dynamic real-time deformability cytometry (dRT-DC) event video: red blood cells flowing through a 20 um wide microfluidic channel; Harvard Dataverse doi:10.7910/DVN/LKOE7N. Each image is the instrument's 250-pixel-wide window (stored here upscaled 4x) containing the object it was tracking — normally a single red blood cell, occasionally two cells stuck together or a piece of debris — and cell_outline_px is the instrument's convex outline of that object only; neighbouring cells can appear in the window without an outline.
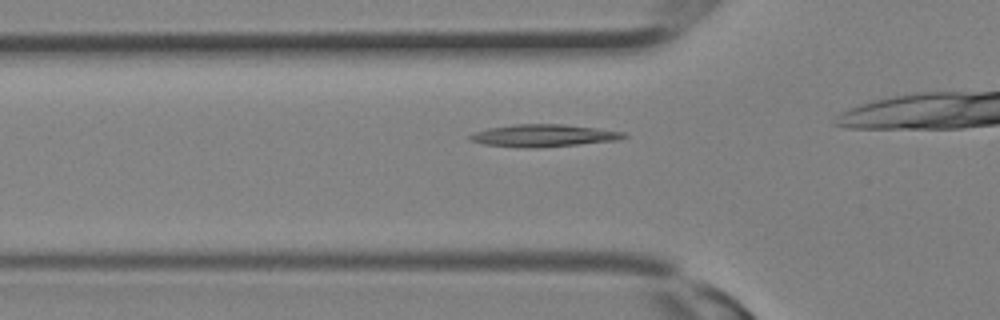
{"species": "Egyptian fruit bat (a non-hibernating species)", "species_latin": "Rousettus aegyptiacus", "temperature_condition": "room temperature", "stored_images_in_passage": 21, "camera_frame_rate_fps": 3000, "um_per_image_px": 0.085, "animal": {"sex": "female"}, "frame": {"image": 1, "passage_image": 5, "time_ms": 1.333, "image_size_px": [1000, 320], "cell_outline_px": [[628, 136], [620, 140], [580, 144], [532, 148], [524, 148], [484, 144], [468, 140], [468, 136], [476, 132], [488, 128], [512, 124], [564, 124], [596, 128], [624, 132]], "centroid_in_image_um": [46.2, 11.52], "position_along_channel_um": 79.6, "area_um2": 20.06}}
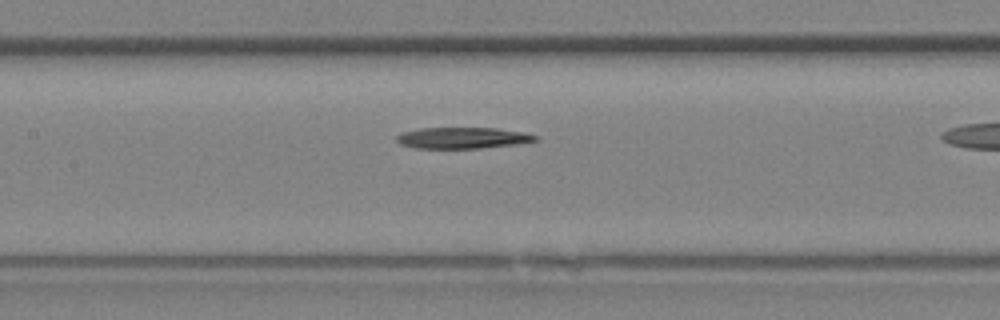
{"frame": {"image": 2, "passage_image": 9, "time_ms": 2.667, "image_size_px": [1000, 320], "cell_outline_px": [[540, 140], [516, 144], [480, 148], [416, 148], [400, 144], [396, 140], [396, 136], [404, 132], [420, 128], [496, 128], [524, 132], [536, 136]], "centroid_in_image_um": [39.33, 11.72], "position_along_channel_um": 168.1, "area_um2": 17.05}}
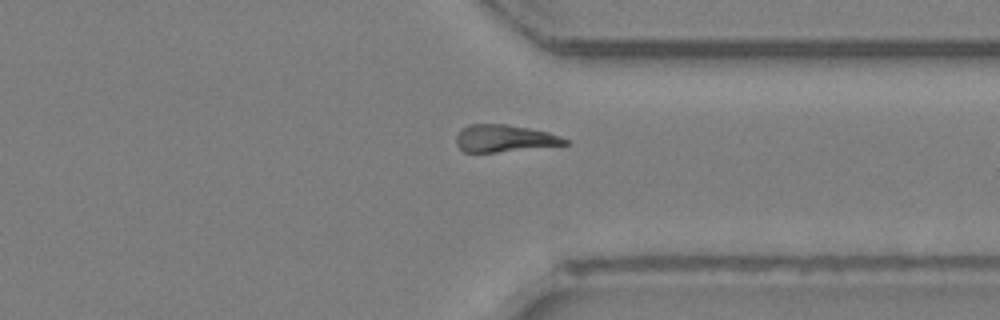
{"frame": {"image": 3, "passage_image": 18, "time_ms": 5.667, "image_size_px": [1000, 320], "cell_outline_px": [[568, 144], [496, 152], [464, 152], [456, 144], [456, 136], [468, 124], [508, 124], [548, 132], [560, 136], [568, 140]], "centroid_in_image_um": [42.86, 11.76], "position_along_channel_um": 368.5, "area_um2": 16.99}}